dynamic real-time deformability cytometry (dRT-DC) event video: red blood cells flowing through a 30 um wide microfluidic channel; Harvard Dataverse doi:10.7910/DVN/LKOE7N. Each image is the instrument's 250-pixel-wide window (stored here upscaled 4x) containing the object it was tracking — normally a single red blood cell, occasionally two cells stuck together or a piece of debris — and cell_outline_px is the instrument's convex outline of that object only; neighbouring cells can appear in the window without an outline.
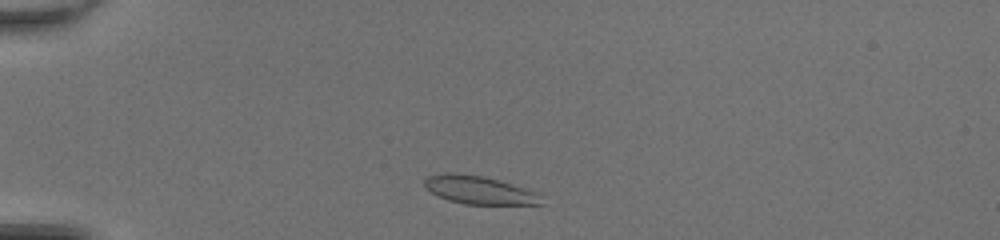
{"species": "common noctule bat (a hibernating species)", "species_latin": "Nyctalus noctula", "temperature_condition": "room temperature", "stored_images_in_passage": 39, "camera_frame_rate_fps": 3000, "um_per_image_px": 0.085, "animal": {"sex": "female", "body_mass_g": 20.0, "forearm_length_mm": 54.0}, "frame": {"image": 1, "passage_image": 3, "time_ms": 0.667, "image_size_px": [1000, 240], "cell_outline_px": [[544, 204], [464, 204], [448, 200], [432, 192], [424, 184], [424, 180], [428, 176], [444, 172], [460, 172], [484, 176], [512, 184], [536, 192], [544, 196]], "centroid_in_image_um": [40.76, 16.14], "position_along_channel_um": 44.2, "area_um2": 19.25}}
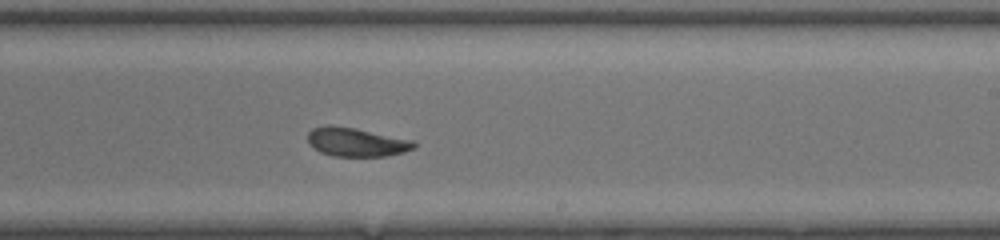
{"frame": {"image": 2, "passage_image": 21, "time_ms": 6.667, "image_size_px": [1000, 240], "cell_outline_px": [[416, 148], [404, 152], [388, 156], [332, 156], [320, 152], [308, 144], [308, 132], [312, 128], [328, 124], [332, 124], [356, 128], [412, 140], [416, 144]], "centroid_in_image_um": [30.26, 12.07], "position_along_channel_um": 258.7, "area_um2": 18.03}}
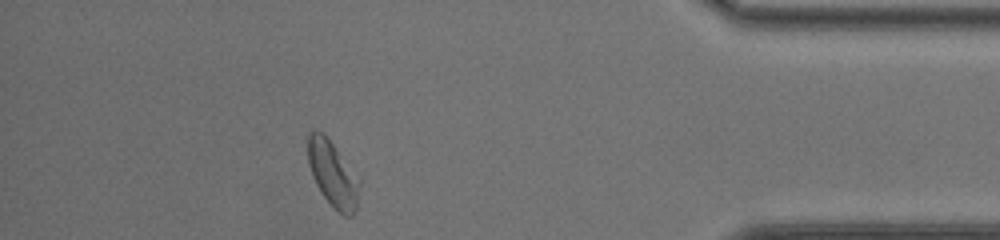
{"frame": {"image": 3, "passage_image": 34, "time_ms": 11.0, "image_size_px": [1000, 240], "cell_outline_px": [[360, 184], [356, 212], [352, 216], [344, 216], [324, 196], [316, 184], [312, 176], [308, 164], [308, 132], [316, 128], [324, 132], [360, 180]], "centroid_in_image_um": [28.28, 14.74], "position_along_channel_um": 406.9, "area_um2": 19.65}, "authors_computed_cell_mechanics": {"area_um2": 18.8428, "velocity_mm_per_s": 4.265, "shape_relaxation_time_tau1_ms": 3.6502, "shape_relaxation_time_tau2_ms": 3.0088, "deformation_change_tau1": 0.1229, "deformation_change_tau2": 0.0965}}